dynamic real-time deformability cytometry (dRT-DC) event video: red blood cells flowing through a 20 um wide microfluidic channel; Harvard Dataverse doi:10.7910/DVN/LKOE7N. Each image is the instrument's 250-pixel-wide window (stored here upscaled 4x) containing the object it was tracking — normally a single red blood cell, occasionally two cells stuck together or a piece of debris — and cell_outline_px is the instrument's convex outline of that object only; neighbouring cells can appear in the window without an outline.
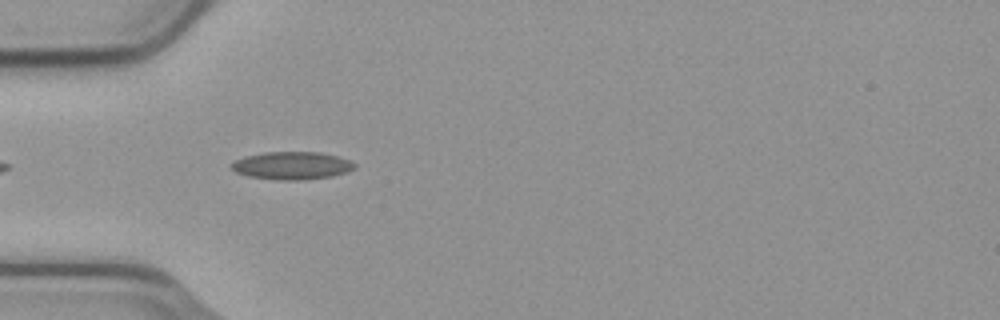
{"species": "common noctule bat (a hibernating species)", "species_latin": "Nyctalus noctula", "temperature_condition": "cold", "stored_images_in_passage": 7, "camera_frame_rate_fps": 3000, "um_per_image_px": 0.085, "animal": {"sex": "male", "body_mass_g": 23.1, "forearm_length_mm": 52.7}, "frame": {"image": 1, "passage_image": 4, "time_ms": 1.0, "image_size_px": [1000, 320], "cell_outline_px": [[356, 168], [348, 172], [332, 176], [300, 180], [280, 180], [248, 176], [236, 172], [228, 164], [244, 156], [264, 152], [320, 152], [352, 160], [356, 164]], "centroid_in_image_um": [24.83, 14.07], "position_along_channel_um": 60.2, "area_um2": 20.06}}